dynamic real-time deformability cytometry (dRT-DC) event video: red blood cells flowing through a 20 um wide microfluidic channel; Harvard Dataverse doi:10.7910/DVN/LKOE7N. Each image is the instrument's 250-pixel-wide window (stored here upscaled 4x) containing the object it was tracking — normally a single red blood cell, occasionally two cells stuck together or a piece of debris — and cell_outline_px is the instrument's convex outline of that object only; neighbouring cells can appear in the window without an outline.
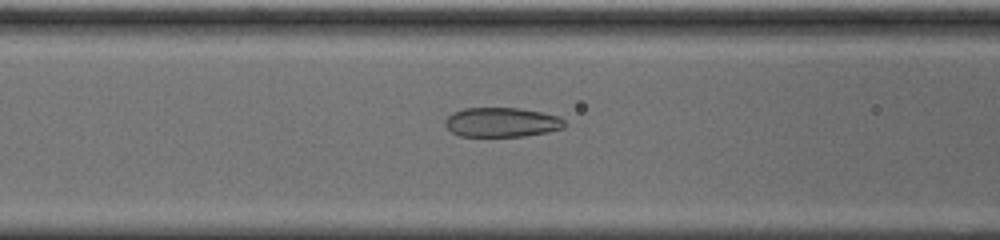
{"species": "common noctule bat (a hibernating species)", "species_latin": "Nyctalus noctula", "temperature_condition": "cold", "stored_images_in_passage": 54, "camera_frame_rate_fps": 3000, "um_per_image_px": 0.085, "animal": {"sex": "male", "body_mass_g": 20.0, "forearm_length_mm": 53.3}, "frame": {"image": 1, "passage_image": 20, "time_ms": 6.333, "image_size_px": [1000, 240], "cell_outline_px": [[564, 128], [548, 132], [524, 136], [460, 136], [452, 132], [444, 124], [444, 120], [452, 112], [464, 108], [520, 108], [560, 116], [564, 120]], "centroid_in_image_um": [42.64, 10.39], "position_along_channel_um": 124.0, "area_um2": 20.58}}
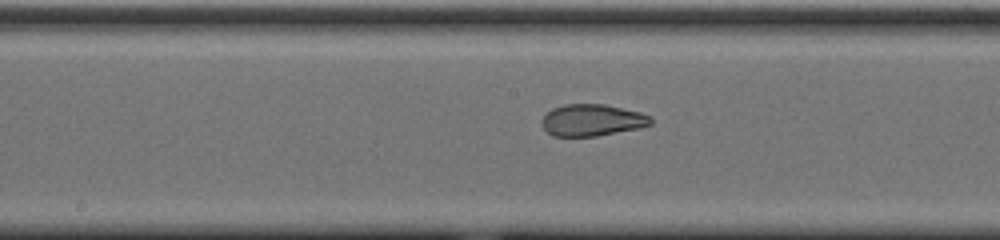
{"frame": {"image": 2, "passage_image": 26, "time_ms": 8.333, "image_size_px": [1000, 240], "cell_outline_px": [[652, 124], [640, 128], [596, 136], [552, 136], [544, 128], [540, 120], [552, 108], [564, 104], [604, 104], [640, 112], [652, 116]], "centroid_in_image_um": [50.34, 10.21], "position_along_channel_um": 197.9, "area_um2": 20.23}}
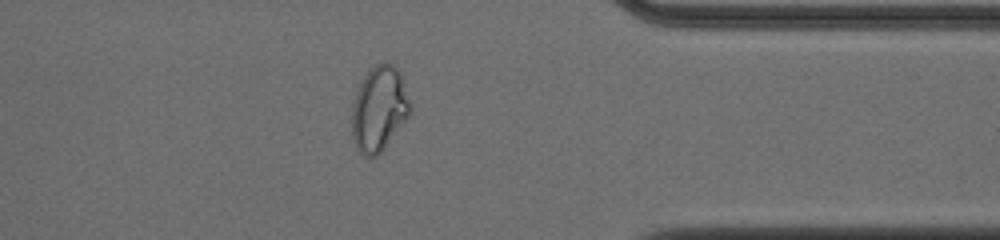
{"frame": {"image": 3, "passage_image": 42, "time_ms": 13.667, "image_size_px": [1000, 240], "cell_outline_px": [[408, 116], [384, 148], [376, 156], [364, 156], [356, 148], [352, 140], [352, 104], [356, 92], [364, 76], [376, 64], [384, 60], [392, 64], [400, 72], [408, 100]], "centroid_in_image_um": [32.17, 9.24], "position_along_channel_um": 379.2, "area_um2": 28.32}, "authors_computed_cell_mechanics": {"area_um2": 23.9292, "velocity_mm_per_s": 3.6988, "shape_relaxation_time_tau1_ms": null, "shape_relaxation_time_tau2_ms": 1.2943, "deformation_change_tau1": null, "deformation_change_tau2": 0.0674}}